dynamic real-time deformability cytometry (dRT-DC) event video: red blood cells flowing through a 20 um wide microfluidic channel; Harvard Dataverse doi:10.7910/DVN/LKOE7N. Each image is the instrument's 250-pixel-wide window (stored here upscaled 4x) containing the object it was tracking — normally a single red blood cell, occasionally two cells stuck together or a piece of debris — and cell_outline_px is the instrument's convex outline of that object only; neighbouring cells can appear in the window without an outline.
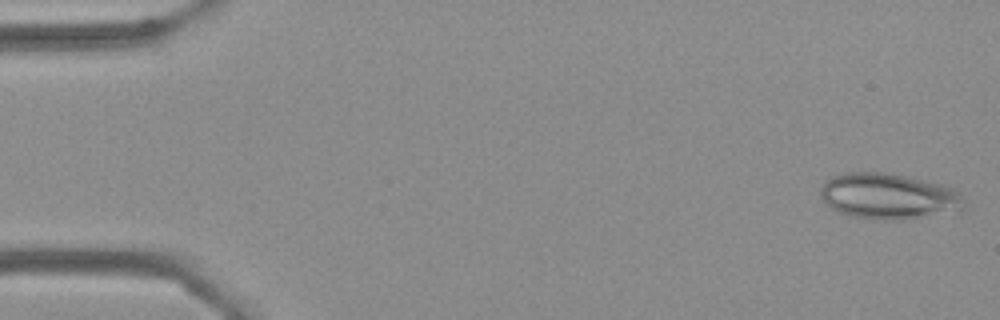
{"species": "Egyptian fruit bat (a non-hibernating species)", "species_latin": "Rousettus aegyptiacus", "temperature_condition": "cold", "stored_images_in_passage": 54, "camera_frame_rate_fps": 3000, "um_per_image_px": 0.085, "frame": {"image": 1, "passage_image": 1, "time_ms": 0.0, "image_size_px": [1000, 320], "cell_outline_px": [[964, 200], [960, 212], [892, 220], [880, 220], [852, 216], [840, 212], [832, 208], [820, 196], [820, 188], [832, 176], [844, 172], [892, 172], [928, 180], [952, 188]], "centroid_in_image_um": [75.53, 16.66], "position_along_channel_um": 9.5, "area_um2": 38.44}}
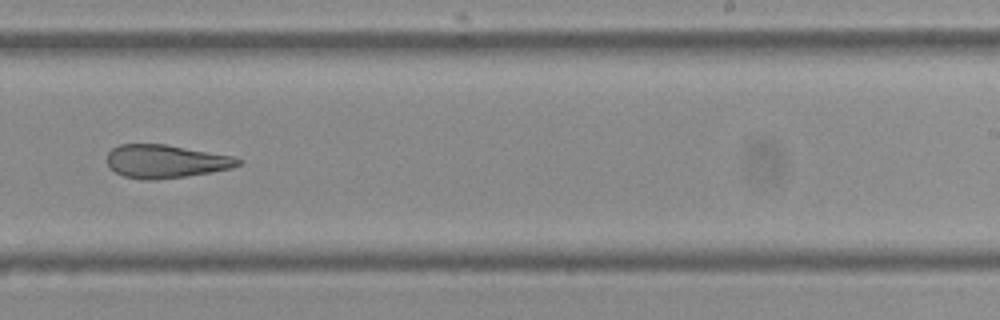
{"frame": {"image": 2, "passage_image": 34, "time_ms": 11.0, "image_size_px": [1000, 320], "cell_outline_px": [[244, 160], [240, 164], [232, 168], [212, 172], [184, 176], [152, 180], [144, 180], [124, 176], [116, 172], [108, 164], [108, 152], [112, 148], [120, 144], [168, 144], [236, 156]], "centroid_in_image_um": [14.15, 13.7], "position_along_channel_um": 274.9, "area_um2": 25.55}}
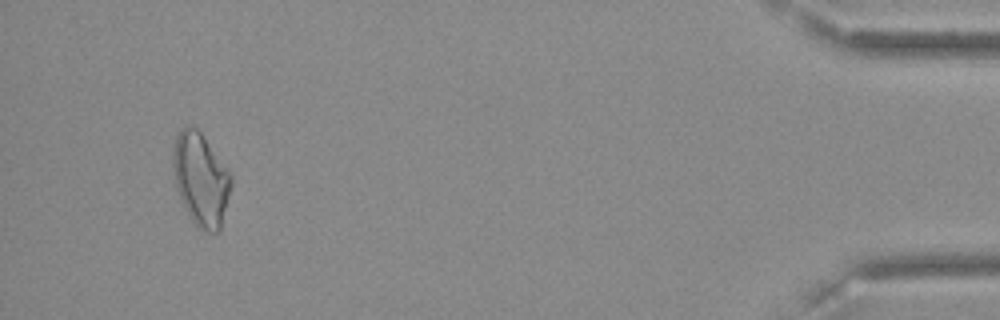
{"frame": {"image": 3, "passage_image": 52, "time_ms": 17.0, "image_size_px": [1000, 320], "cell_outline_px": [[232, 184], [220, 228], [216, 232], [208, 232], [200, 228], [192, 220], [176, 188], [172, 164], [172, 152], [176, 136], [180, 128], [184, 124], [196, 128], [200, 132], [232, 172]], "centroid_in_image_um": [17.07, 15.18], "position_along_channel_um": 418.1, "area_um2": 31.39}, "authors_computed_cell_mechanics": {"area_um2": 27.9174, "velocity_mm_per_s": 3.6107, "shape_relaxation_time_tau1_ms": null, "shape_relaxation_time_tau2_ms": 3.0422, "deformation_change_tau1": null, "deformation_change_tau2": 0.1198}}